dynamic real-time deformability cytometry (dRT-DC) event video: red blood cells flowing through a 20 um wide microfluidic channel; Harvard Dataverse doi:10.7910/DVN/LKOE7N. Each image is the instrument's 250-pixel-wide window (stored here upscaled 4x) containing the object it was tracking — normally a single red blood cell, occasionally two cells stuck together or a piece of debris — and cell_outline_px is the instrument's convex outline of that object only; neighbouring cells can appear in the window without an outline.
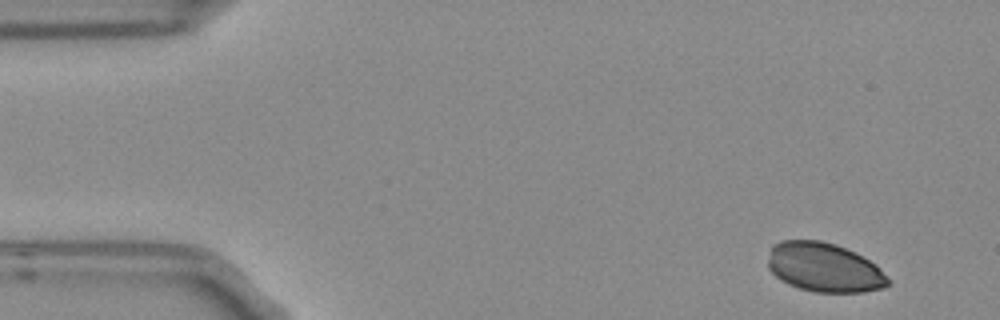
{"species": "Egyptian fruit bat (a non-hibernating species)", "species_latin": "Rousettus aegyptiacus", "temperature_condition": "room temperature", "stored_images_in_passage": 4, "camera_frame_rate_fps": 3000, "um_per_image_px": 0.085, "frame": {"image": 1, "passage_image": 1, "time_ms": 0.0, "image_size_px": [1000, 320], "cell_outline_px": [[892, 284], [884, 288], [864, 292], [816, 292], [800, 288], [788, 284], [780, 280], [768, 268], [768, 260], [772, 244], [780, 240], [820, 240], [836, 244], [856, 252], [876, 264], [888, 276]], "centroid_in_image_um": [70.09, 22.73], "position_along_channel_um": 14.9, "area_um2": 34.85}}